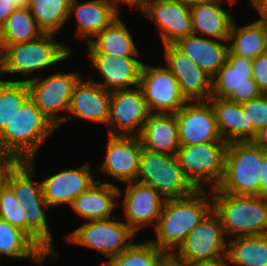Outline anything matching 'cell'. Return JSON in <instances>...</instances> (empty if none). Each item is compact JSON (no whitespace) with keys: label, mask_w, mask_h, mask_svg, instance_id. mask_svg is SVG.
<instances>
[{"label":"cell","mask_w":267,"mask_h":266,"mask_svg":"<svg viewBox=\"0 0 267 266\" xmlns=\"http://www.w3.org/2000/svg\"><path fill=\"white\" fill-rule=\"evenodd\" d=\"M227 242V265L267 266V235L238 236Z\"/></svg>","instance_id":"4dcf8cb0"},{"label":"cell","mask_w":267,"mask_h":266,"mask_svg":"<svg viewBox=\"0 0 267 266\" xmlns=\"http://www.w3.org/2000/svg\"><path fill=\"white\" fill-rule=\"evenodd\" d=\"M31 259L42 266L50 257L26 232L0 218V256Z\"/></svg>","instance_id":"f1b7e54d"},{"label":"cell","mask_w":267,"mask_h":266,"mask_svg":"<svg viewBox=\"0 0 267 266\" xmlns=\"http://www.w3.org/2000/svg\"><path fill=\"white\" fill-rule=\"evenodd\" d=\"M20 160L11 152L0 146V185H5L9 173L18 165Z\"/></svg>","instance_id":"60d3db41"},{"label":"cell","mask_w":267,"mask_h":266,"mask_svg":"<svg viewBox=\"0 0 267 266\" xmlns=\"http://www.w3.org/2000/svg\"><path fill=\"white\" fill-rule=\"evenodd\" d=\"M114 219L87 221L70 233L67 239L71 243L95 249L111 259L126 250L135 236L126 223Z\"/></svg>","instance_id":"30bf717a"},{"label":"cell","mask_w":267,"mask_h":266,"mask_svg":"<svg viewBox=\"0 0 267 266\" xmlns=\"http://www.w3.org/2000/svg\"><path fill=\"white\" fill-rule=\"evenodd\" d=\"M41 76L14 80V82H26L29 88L30 98L39 107L42 113L55 125L56 128L65 122L64 115L59 112H67L71 102L73 89L81 79L77 73H54L46 78Z\"/></svg>","instance_id":"ba28073f"},{"label":"cell","mask_w":267,"mask_h":266,"mask_svg":"<svg viewBox=\"0 0 267 266\" xmlns=\"http://www.w3.org/2000/svg\"><path fill=\"white\" fill-rule=\"evenodd\" d=\"M89 57L92 66L104 80L98 83L92 77L89 79L108 92L128 90L139 86L143 62L138 61L136 56L89 54Z\"/></svg>","instance_id":"d6986e66"},{"label":"cell","mask_w":267,"mask_h":266,"mask_svg":"<svg viewBox=\"0 0 267 266\" xmlns=\"http://www.w3.org/2000/svg\"><path fill=\"white\" fill-rule=\"evenodd\" d=\"M139 87L150 113L175 114L187 102L166 66L143 63Z\"/></svg>","instance_id":"7c38bea8"},{"label":"cell","mask_w":267,"mask_h":266,"mask_svg":"<svg viewBox=\"0 0 267 266\" xmlns=\"http://www.w3.org/2000/svg\"><path fill=\"white\" fill-rule=\"evenodd\" d=\"M227 145V142H209L180 146L177 150L176 156L182 171L198 190L205 189L203 186L207 184L212 186V190L220 184L224 175Z\"/></svg>","instance_id":"52a82bcc"},{"label":"cell","mask_w":267,"mask_h":266,"mask_svg":"<svg viewBox=\"0 0 267 266\" xmlns=\"http://www.w3.org/2000/svg\"><path fill=\"white\" fill-rule=\"evenodd\" d=\"M225 236L218 215L211 210L171 256L181 263L226 260L228 242Z\"/></svg>","instance_id":"9c48e42d"},{"label":"cell","mask_w":267,"mask_h":266,"mask_svg":"<svg viewBox=\"0 0 267 266\" xmlns=\"http://www.w3.org/2000/svg\"><path fill=\"white\" fill-rule=\"evenodd\" d=\"M142 13L159 28L163 46L193 34L190 4L183 0H158Z\"/></svg>","instance_id":"2e32d148"},{"label":"cell","mask_w":267,"mask_h":266,"mask_svg":"<svg viewBox=\"0 0 267 266\" xmlns=\"http://www.w3.org/2000/svg\"><path fill=\"white\" fill-rule=\"evenodd\" d=\"M71 0H30L29 10L44 33L55 34L69 20Z\"/></svg>","instance_id":"836d02e7"},{"label":"cell","mask_w":267,"mask_h":266,"mask_svg":"<svg viewBox=\"0 0 267 266\" xmlns=\"http://www.w3.org/2000/svg\"><path fill=\"white\" fill-rule=\"evenodd\" d=\"M16 9L29 8L30 0H11Z\"/></svg>","instance_id":"681fc988"},{"label":"cell","mask_w":267,"mask_h":266,"mask_svg":"<svg viewBox=\"0 0 267 266\" xmlns=\"http://www.w3.org/2000/svg\"><path fill=\"white\" fill-rule=\"evenodd\" d=\"M241 107L248 118V126H254L257 131L267 126V98L263 94L241 103Z\"/></svg>","instance_id":"f35d334b"},{"label":"cell","mask_w":267,"mask_h":266,"mask_svg":"<svg viewBox=\"0 0 267 266\" xmlns=\"http://www.w3.org/2000/svg\"><path fill=\"white\" fill-rule=\"evenodd\" d=\"M78 1L71 0L69 17L74 14L77 19V36L84 38L87 44L118 17L119 12L115 0Z\"/></svg>","instance_id":"7402d4cb"},{"label":"cell","mask_w":267,"mask_h":266,"mask_svg":"<svg viewBox=\"0 0 267 266\" xmlns=\"http://www.w3.org/2000/svg\"><path fill=\"white\" fill-rule=\"evenodd\" d=\"M249 2L261 16L258 21L267 25V0H249Z\"/></svg>","instance_id":"f6af8a7d"},{"label":"cell","mask_w":267,"mask_h":266,"mask_svg":"<svg viewBox=\"0 0 267 266\" xmlns=\"http://www.w3.org/2000/svg\"><path fill=\"white\" fill-rule=\"evenodd\" d=\"M97 180L94 179L90 165L76 169H64L41 182L43 196L48 206L70 204L81 193L88 190Z\"/></svg>","instance_id":"44dd1931"},{"label":"cell","mask_w":267,"mask_h":266,"mask_svg":"<svg viewBox=\"0 0 267 266\" xmlns=\"http://www.w3.org/2000/svg\"><path fill=\"white\" fill-rule=\"evenodd\" d=\"M4 74L3 73V48L0 45V75ZM4 80H0V82H2Z\"/></svg>","instance_id":"f907efd6"},{"label":"cell","mask_w":267,"mask_h":266,"mask_svg":"<svg viewBox=\"0 0 267 266\" xmlns=\"http://www.w3.org/2000/svg\"><path fill=\"white\" fill-rule=\"evenodd\" d=\"M262 94L267 98V88L262 92Z\"/></svg>","instance_id":"f5cc1de1"},{"label":"cell","mask_w":267,"mask_h":266,"mask_svg":"<svg viewBox=\"0 0 267 266\" xmlns=\"http://www.w3.org/2000/svg\"><path fill=\"white\" fill-rule=\"evenodd\" d=\"M55 34L44 33L39 38L3 48V73H21L26 76L35 71L58 64L71 54V49L58 43Z\"/></svg>","instance_id":"5b68a950"},{"label":"cell","mask_w":267,"mask_h":266,"mask_svg":"<svg viewBox=\"0 0 267 266\" xmlns=\"http://www.w3.org/2000/svg\"><path fill=\"white\" fill-rule=\"evenodd\" d=\"M55 129V125L29 97L0 132V146L20 161H27L35 157Z\"/></svg>","instance_id":"3957f363"},{"label":"cell","mask_w":267,"mask_h":266,"mask_svg":"<svg viewBox=\"0 0 267 266\" xmlns=\"http://www.w3.org/2000/svg\"><path fill=\"white\" fill-rule=\"evenodd\" d=\"M260 197H267V150H263V164L260 175Z\"/></svg>","instance_id":"b9f144b4"},{"label":"cell","mask_w":267,"mask_h":266,"mask_svg":"<svg viewBox=\"0 0 267 266\" xmlns=\"http://www.w3.org/2000/svg\"><path fill=\"white\" fill-rule=\"evenodd\" d=\"M228 42V51L232 55L254 59L267 53V25L258 20L236 27L233 20Z\"/></svg>","instance_id":"f546056e"},{"label":"cell","mask_w":267,"mask_h":266,"mask_svg":"<svg viewBox=\"0 0 267 266\" xmlns=\"http://www.w3.org/2000/svg\"><path fill=\"white\" fill-rule=\"evenodd\" d=\"M185 266H228L226 260L199 261L183 263Z\"/></svg>","instance_id":"7dc6e473"},{"label":"cell","mask_w":267,"mask_h":266,"mask_svg":"<svg viewBox=\"0 0 267 266\" xmlns=\"http://www.w3.org/2000/svg\"><path fill=\"white\" fill-rule=\"evenodd\" d=\"M263 149L253 141H234L227 145L224 175L217 186L232 195L260 196Z\"/></svg>","instance_id":"277c9868"},{"label":"cell","mask_w":267,"mask_h":266,"mask_svg":"<svg viewBox=\"0 0 267 266\" xmlns=\"http://www.w3.org/2000/svg\"><path fill=\"white\" fill-rule=\"evenodd\" d=\"M167 255L151 240L133 242L126 250L109 259L103 266H159Z\"/></svg>","instance_id":"e575fe53"},{"label":"cell","mask_w":267,"mask_h":266,"mask_svg":"<svg viewBox=\"0 0 267 266\" xmlns=\"http://www.w3.org/2000/svg\"><path fill=\"white\" fill-rule=\"evenodd\" d=\"M23 210L13 191L6 184L3 185L0 190V218L26 232Z\"/></svg>","instance_id":"74e56055"},{"label":"cell","mask_w":267,"mask_h":266,"mask_svg":"<svg viewBox=\"0 0 267 266\" xmlns=\"http://www.w3.org/2000/svg\"><path fill=\"white\" fill-rule=\"evenodd\" d=\"M208 101L213 107L217 126L223 140L230 143L234 141H252L256 137L258 131L254 126H248V118L241 104L216 97H210Z\"/></svg>","instance_id":"4316f807"},{"label":"cell","mask_w":267,"mask_h":266,"mask_svg":"<svg viewBox=\"0 0 267 266\" xmlns=\"http://www.w3.org/2000/svg\"><path fill=\"white\" fill-rule=\"evenodd\" d=\"M47 203L25 205L23 210L26 219V233L50 256H56L57 252L52 245V234L46 221Z\"/></svg>","instance_id":"d590c367"},{"label":"cell","mask_w":267,"mask_h":266,"mask_svg":"<svg viewBox=\"0 0 267 266\" xmlns=\"http://www.w3.org/2000/svg\"><path fill=\"white\" fill-rule=\"evenodd\" d=\"M136 181L153 187L165 199L184 198L198 189L182 171L176 155L142 148Z\"/></svg>","instance_id":"8992f818"},{"label":"cell","mask_w":267,"mask_h":266,"mask_svg":"<svg viewBox=\"0 0 267 266\" xmlns=\"http://www.w3.org/2000/svg\"><path fill=\"white\" fill-rule=\"evenodd\" d=\"M211 191L212 210L218 215L228 239L267 235V197L232 195L217 187Z\"/></svg>","instance_id":"7a4b0ae2"},{"label":"cell","mask_w":267,"mask_h":266,"mask_svg":"<svg viewBox=\"0 0 267 266\" xmlns=\"http://www.w3.org/2000/svg\"><path fill=\"white\" fill-rule=\"evenodd\" d=\"M95 39V40H94ZM87 43L88 54L137 56L139 51L127 26L118 16Z\"/></svg>","instance_id":"83f0119b"},{"label":"cell","mask_w":267,"mask_h":266,"mask_svg":"<svg viewBox=\"0 0 267 266\" xmlns=\"http://www.w3.org/2000/svg\"><path fill=\"white\" fill-rule=\"evenodd\" d=\"M15 9L11 0H0V28Z\"/></svg>","instance_id":"7bdbcfd3"},{"label":"cell","mask_w":267,"mask_h":266,"mask_svg":"<svg viewBox=\"0 0 267 266\" xmlns=\"http://www.w3.org/2000/svg\"><path fill=\"white\" fill-rule=\"evenodd\" d=\"M111 92L88 79L81 78L73 89L68 115L65 121L73 118L86 119L95 123L108 124Z\"/></svg>","instance_id":"ffe728a7"},{"label":"cell","mask_w":267,"mask_h":266,"mask_svg":"<svg viewBox=\"0 0 267 266\" xmlns=\"http://www.w3.org/2000/svg\"><path fill=\"white\" fill-rule=\"evenodd\" d=\"M150 112L143 92L136 88L111 93L108 135L138 136Z\"/></svg>","instance_id":"4fadbf2b"},{"label":"cell","mask_w":267,"mask_h":266,"mask_svg":"<svg viewBox=\"0 0 267 266\" xmlns=\"http://www.w3.org/2000/svg\"><path fill=\"white\" fill-rule=\"evenodd\" d=\"M122 195L121 188L113 183L96 181L71 203V207L86 221L108 219L114 215L115 200ZM113 212V213H112Z\"/></svg>","instance_id":"cb8c5ba5"},{"label":"cell","mask_w":267,"mask_h":266,"mask_svg":"<svg viewBox=\"0 0 267 266\" xmlns=\"http://www.w3.org/2000/svg\"><path fill=\"white\" fill-rule=\"evenodd\" d=\"M30 97L26 82H0V132L10 123L23 103Z\"/></svg>","instance_id":"8d00e7d4"},{"label":"cell","mask_w":267,"mask_h":266,"mask_svg":"<svg viewBox=\"0 0 267 266\" xmlns=\"http://www.w3.org/2000/svg\"><path fill=\"white\" fill-rule=\"evenodd\" d=\"M206 193L202 189L188 197L165 199L154 228L156 240L151 242L166 255H172L189 232L212 210V198Z\"/></svg>","instance_id":"6da1fadb"},{"label":"cell","mask_w":267,"mask_h":266,"mask_svg":"<svg viewBox=\"0 0 267 266\" xmlns=\"http://www.w3.org/2000/svg\"><path fill=\"white\" fill-rule=\"evenodd\" d=\"M225 43L226 41L192 34L179 39L174 45L212 79L226 62L228 44Z\"/></svg>","instance_id":"484cf974"},{"label":"cell","mask_w":267,"mask_h":266,"mask_svg":"<svg viewBox=\"0 0 267 266\" xmlns=\"http://www.w3.org/2000/svg\"><path fill=\"white\" fill-rule=\"evenodd\" d=\"M252 63L253 59L228 51L225 64L211 79V97L239 104L259 97L262 92L252 77Z\"/></svg>","instance_id":"8fae6325"},{"label":"cell","mask_w":267,"mask_h":266,"mask_svg":"<svg viewBox=\"0 0 267 266\" xmlns=\"http://www.w3.org/2000/svg\"><path fill=\"white\" fill-rule=\"evenodd\" d=\"M159 266H185L183 263L176 261L171 255H167Z\"/></svg>","instance_id":"c3c4849f"},{"label":"cell","mask_w":267,"mask_h":266,"mask_svg":"<svg viewBox=\"0 0 267 266\" xmlns=\"http://www.w3.org/2000/svg\"><path fill=\"white\" fill-rule=\"evenodd\" d=\"M138 137L147 150L176 155L180 142L175 114L150 113Z\"/></svg>","instance_id":"d4e9b609"},{"label":"cell","mask_w":267,"mask_h":266,"mask_svg":"<svg viewBox=\"0 0 267 266\" xmlns=\"http://www.w3.org/2000/svg\"><path fill=\"white\" fill-rule=\"evenodd\" d=\"M43 34L29 8L15 9L0 28V45L29 42Z\"/></svg>","instance_id":"d6a6232c"},{"label":"cell","mask_w":267,"mask_h":266,"mask_svg":"<svg viewBox=\"0 0 267 266\" xmlns=\"http://www.w3.org/2000/svg\"><path fill=\"white\" fill-rule=\"evenodd\" d=\"M256 145L261 147L263 150H267V126L261 128L256 137L252 140Z\"/></svg>","instance_id":"bcb514c9"},{"label":"cell","mask_w":267,"mask_h":266,"mask_svg":"<svg viewBox=\"0 0 267 266\" xmlns=\"http://www.w3.org/2000/svg\"><path fill=\"white\" fill-rule=\"evenodd\" d=\"M180 146L226 142L209 101H187L176 113Z\"/></svg>","instance_id":"5bb4252c"},{"label":"cell","mask_w":267,"mask_h":266,"mask_svg":"<svg viewBox=\"0 0 267 266\" xmlns=\"http://www.w3.org/2000/svg\"><path fill=\"white\" fill-rule=\"evenodd\" d=\"M34 158L20 161L9 173L6 185L13 191L17 201L25 208V205L46 203L41 182L34 184L32 177L35 175Z\"/></svg>","instance_id":"1f68e13d"},{"label":"cell","mask_w":267,"mask_h":266,"mask_svg":"<svg viewBox=\"0 0 267 266\" xmlns=\"http://www.w3.org/2000/svg\"><path fill=\"white\" fill-rule=\"evenodd\" d=\"M102 172L120 182L136 181L142 145L138 136L108 135Z\"/></svg>","instance_id":"ac0fdd59"},{"label":"cell","mask_w":267,"mask_h":266,"mask_svg":"<svg viewBox=\"0 0 267 266\" xmlns=\"http://www.w3.org/2000/svg\"><path fill=\"white\" fill-rule=\"evenodd\" d=\"M158 0H115L116 2V6L118 9V12L120 13V5H118V3H126L128 5H130L132 8L133 7H137L138 9H140L141 13L151 4L155 3Z\"/></svg>","instance_id":"ee69618b"},{"label":"cell","mask_w":267,"mask_h":266,"mask_svg":"<svg viewBox=\"0 0 267 266\" xmlns=\"http://www.w3.org/2000/svg\"><path fill=\"white\" fill-rule=\"evenodd\" d=\"M167 69L176 78L187 101H208L211 97V78L174 44L164 45Z\"/></svg>","instance_id":"9a60e30c"},{"label":"cell","mask_w":267,"mask_h":266,"mask_svg":"<svg viewBox=\"0 0 267 266\" xmlns=\"http://www.w3.org/2000/svg\"><path fill=\"white\" fill-rule=\"evenodd\" d=\"M252 77L261 92L267 88V53L253 59Z\"/></svg>","instance_id":"ab89813d"},{"label":"cell","mask_w":267,"mask_h":266,"mask_svg":"<svg viewBox=\"0 0 267 266\" xmlns=\"http://www.w3.org/2000/svg\"><path fill=\"white\" fill-rule=\"evenodd\" d=\"M231 5L236 0H226ZM224 0H209L190 4L193 34L226 41L234 18L222 8Z\"/></svg>","instance_id":"603a6c76"},{"label":"cell","mask_w":267,"mask_h":266,"mask_svg":"<svg viewBox=\"0 0 267 266\" xmlns=\"http://www.w3.org/2000/svg\"><path fill=\"white\" fill-rule=\"evenodd\" d=\"M124 194L123 209L125 222L135 233L145 226L154 228L165 201V198L153 187L138 181L127 182Z\"/></svg>","instance_id":"e0dca14e"},{"label":"cell","mask_w":267,"mask_h":266,"mask_svg":"<svg viewBox=\"0 0 267 266\" xmlns=\"http://www.w3.org/2000/svg\"><path fill=\"white\" fill-rule=\"evenodd\" d=\"M187 4H193V3H198V2H203V1H209V0H183Z\"/></svg>","instance_id":"816d5d0a"}]
</instances>
